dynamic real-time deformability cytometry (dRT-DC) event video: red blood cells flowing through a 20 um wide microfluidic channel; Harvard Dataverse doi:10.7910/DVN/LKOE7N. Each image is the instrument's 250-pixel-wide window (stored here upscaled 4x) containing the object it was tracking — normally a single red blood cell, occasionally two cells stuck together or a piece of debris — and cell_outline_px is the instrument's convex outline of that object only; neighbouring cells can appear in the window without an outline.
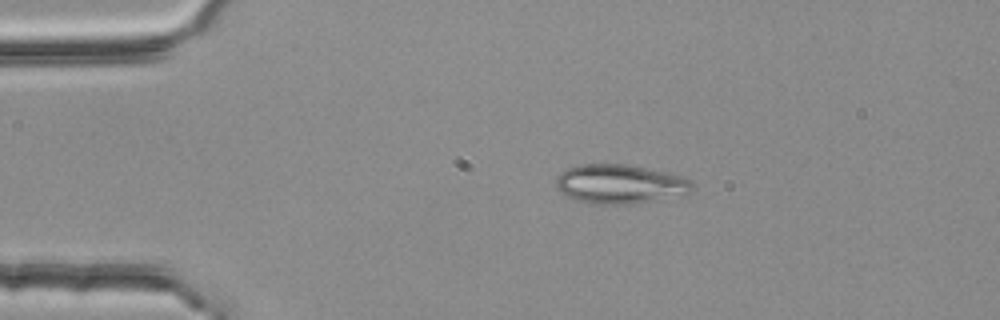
{"species": "common noctule bat (a hibernating species)", "species_latin": "Nyctalus noctula", "temperature_condition": "room temperature", "stored_images_in_passage": 44, "camera_frame_rate_fps": 3000, "um_per_image_px": 0.085, "animal": {"sex": "female", "body_mass_g": 25.1}, "frame": {"image": 1, "passage_image": 1, "time_ms": 0.0, "image_size_px": [1000, 320], "cell_outline_px": [[692, 188], [688, 192], [632, 204], [588, 204], [572, 200], [556, 188], [556, 176], [560, 172], [568, 168], [580, 164], [628, 164], [664, 172], [680, 176], [688, 180], [692, 184]], "centroid_in_image_um": [52.56, 15.64], "position_along_channel_um": 32.4, "area_um2": 30.75}}
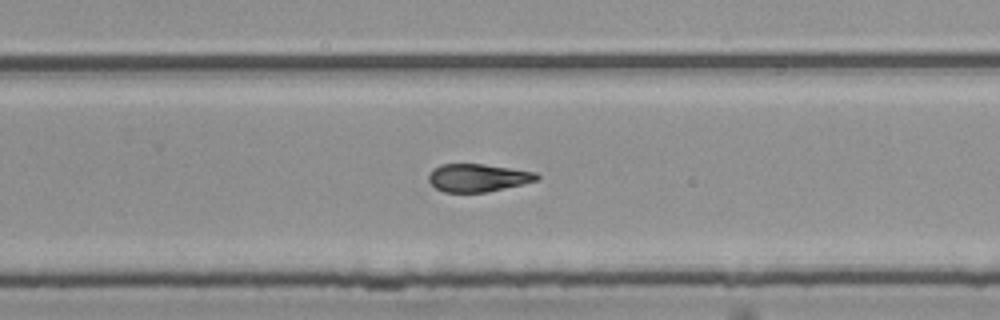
{"frame": {"image": 2, "passage_image": 25, "time_ms": 8.0, "image_size_px": [1000, 320], "cell_outline_px": [[540, 176], [536, 180], [520, 184], [484, 192], [444, 192], [436, 188], [428, 180], [428, 176], [432, 168], [440, 164], [484, 164], [536, 172]], "centroid_in_image_um": [40.56, 15.09], "position_along_channel_um": 289.2, "area_um2": 17.34}}
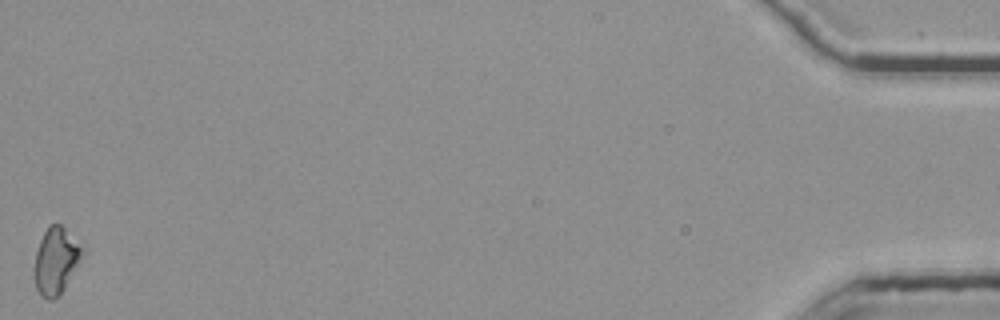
{"frame": {"image": 3, "passage_image": 44, "time_ms": 14.333, "image_size_px": [1000, 320], "cell_outline_px": [[84, 252], [80, 260], [64, 288], [52, 300], [48, 300], [40, 296], [36, 288], [36, 252], [40, 240], [48, 224], [60, 224], [84, 248]], "centroid_in_image_um": [4.76, 22.14], "position_along_channel_um": 430.4, "area_um2": 18.03}, "authors_computed_cell_mechanics": {"area_um2": 18.2648, "velocity_mm_per_s": 3.8093, "shape_relaxation_time_tau1_ms": null, "shape_relaxation_time_tau2_ms": 5.388, "deformation_change_tau1": null, "deformation_change_tau2": 0.1223}}